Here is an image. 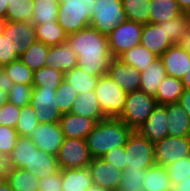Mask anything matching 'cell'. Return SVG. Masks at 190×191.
Segmentation results:
<instances>
[{
	"mask_svg": "<svg viewBox=\"0 0 190 191\" xmlns=\"http://www.w3.org/2000/svg\"><path fill=\"white\" fill-rule=\"evenodd\" d=\"M38 149L57 156L64 135L60 123H39L30 137Z\"/></svg>",
	"mask_w": 190,
	"mask_h": 191,
	"instance_id": "cell-12",
	"label": "cell"
},
{
	"mask_svg": "<svg viewBox=\"0 0 190 191\" xmlns=\"http://www.w3.org/2000/svg\"><path fill=\"white\" fill-rule=\"evenodd\" d=\"M101 158L106 162L113 164L122 171H124V169L127 167L124 147L113 148L102 155Z\"/></svg>",
	"mask_w": 190,
	"mask_h": 191,
	"instance_id": "cell-49",
	"label": "cell"
},
{
	"mask_svg": "<svg viewBox=\"0 0 190 191\" xmlns=\"http://www.w3.org/2000/svg\"><path fill=\"white\" fill-rule=\"evenodd\" d=\"M182 82L184 84V89H190V70L184 76V78L182 79Z\"/></svg>",
	"mask_w": 190,
	"mask_h": 191,
	"instance_id": "cell-59",
	"label": "cell"
},
{
	"mask_svg": "<svg viewBox=\"0 0 190 191\" xmlns=\"http://www.w3.org/2000/svg\"><path fill=\"white\" fill-rule=\"evenodd\" d=\"M143 24L126 20L118 24L108 35L109 48L113 58L140 44Z\"/></svg>",
	"mask_w": 190,
	"mask_h": 191,
	"instance_id": "cell-8",
	"label": "cell"
},
{
	"mask_svg": "<svg viewBox=\"0 0 190 191\" xmlns=\"http://www.w3.org/2000/svg\"><path fill=\"white\" fill-rule=\"evenodd\" d=\"M142 183V191H169L172 188L167 168L157 164L146 169Z\"/></svg>",
	"mask_w": 190,
	"mask_h": 191,
	"instance_id": "cell-29",
	"label": "cell"
},
{
	"mask_svg": "<svg viewBox=\"0 0 190 191\" xmlns=\"http://www.w3.org/2000/svg\"><path fill=\"white\" fill-rule=\"evenodd\" d=\"M95 94L106 118H119L125 108L128 93L119 87L108 74L99 77Z\"/></svg>",
	"mask_w": 190,
	"mask_h": 191,
	"instance_id": "cell-4",
	"label": "cell"
},
{
	"mask_svg": "<svg viewBox=\"0 0 190 191\" xmlns=\"http://www.w3.org/2000/svg\"><path fill=\"white\" fill-rule=\"evenodd\" d=\"M167 76L183 79L190 70V52L174 44L161 56Z\"/></svg>",
	"mask_w": 190,
	"mask_h": 191,
	"instance_id": "cell-15",
	"label": "cell"
},
{
	"mask_svg": "<svg viewBox=\"0 0 190 191\" xmlns=\"http://www.w3.org/2000/svg\"><path fill=\"white\" fill-rule=\"evenodd\" d=\"M178 103L190 118V89H184Z\"/></svg>",
	"mask_w": 190,
	"mask_h": 191,
	"instance_id": "cell-51",
	"label": "cell"
},
{
	"mask_svg": "<svg viewBox=\"0 0 190 191\" xmlns=\"http://www.w3.org/2000/svg\"><path fill=\"white\" fill-rule=\"evenodd\" d=\"M5 22H6L5 19L0 18V35H1L2 31H3V27H4Z\"/></svg>",
	"mask_w": 190,
	"mask_h": 191,
	"instance_id": "cell-61",
	"label": "cell"
},
{
	"mask_svg": "<svg viewBox=\"0 0 190 191\" xmlns=\"http://www.w3.org/2000/svg\"><path fill=\"white\" fill-rule=\"evenodd\" d=\"M39 125L38 118L35 114L34 108L28 104L21 107L18 122L15 129L19 136L30 137L36 126Z\"/></svg>",
	"mask_w": 190,
	"mask_h": 191,
	"instance_id": "cell-41",
	"label": "cell"
},
{
	"mask_svg": "<svg viewBox=\"0 0 190 191\" xmlns=\"http://www.w3.org/2000/svg\"><path fill=\"white\" fill-rule=\"evenodd\" d=\"M35 33L37 41H40L48 46H56L67 42L68 34L63 30L57 21L35 25Z\"/></svg>",
	"mask_w": 190,
	"mask_h": 191,
	"instance_id": "cell-30",
	"label": "cell"
},
{
	"mask_svg": "<svg viewBox=\"0 0 190 191\" xmlns=\"http://www.w3.org/2000/svg\"><path fill=\"white\" fill-rule=\"evenodd\" d=\"M184 84L181 79L166 76L159 84L155 100L158 105H166L179 102L183 94Z\"/></svg>",
	"mask_w": 190,
	"mask_h": 191,
	"instance_id": "cell-28",
	"label": "cell"
},
{
	"mask_svg": "<svg viewBox=\"0 0 190 191\" xmlns=\"http://www.w3.org/2000/svg\"><path fill=\"white\" fill-rule=\"evenodd\" d=\"M8 102V93L0 88V108Z\"/></svg>",
	"mask_w": 190,
	"mask_h": 191,
	"instance_id": "cell-58",
	"label": "cell"
},
{
	"mask_svg": "<svg viewBox=\"0 0 190 191\" xmlns=\"http://www.w3.org/2000/svg\"><path fill=\"white\" fill-rule=\"evenodd\" d=\"M146 177V170L130 169L126 167L122 172L120 187L118 191H142L143 179Z\"/></svg>",
	"mask_w": 190,
	"mask_h": 191,
	"instance_id": "cell-42",
	"label": "cell"
},
{
	"mask_svg": "<svg viewBox=\"0 0 190 191\" xmlns=\"http://www.w3.org/2000/svg\"><path fill=\"white\" fill-rule=\"evenodd\" d=\"M39 181V191H62L61 170Z\"/></svg>",
	"mask_w": 190,
	"mask_h": 191,
	"instance_id": "cell-50",
	"label": "cell"
},
{
	"mask_svg": "<svg viewBox=\"0 0 190 191\" xmlns=\"http://www.w3.org/2000/svg\"><path fill=\"white\" fill-rule=\"evenodd\" d=\"M46 66L66 73L77 66V55L68 42L50 46Z\"/></svg>",
	"mask_w": 190,
	"mask_h": 191,
	"instance_id": "cell-21",
	"label": "cell"
},
{
	"mask_svg": "<svg viewBox=\"0 0 190 191\" xmlns=\"http://www.w3.org/2000/svg\"><path fill=\"white\" fill-rule=\"evenodd\" d=\"M33 167L31 172L34 173L39 180L60 171L57 156L40 149L34 152Z\"/></svg>",
	"mask_w": 190,
	"mask_h": 191,
	"instance_id": "cell-34",
	"label": "cell"
},
{
	"mask_svg": "<svg viewBox=\"0 0 190 191\" xmlns=\"http://www.w3.org/2000/svg\"><path fill=\"white\" fill-rule=\"evenodd\" d=\"M56 90L33 87L29 104L34 108L39 123H57L62 116L57 108Z\"/></svg>",
	"mask_w": 190,
	"mask_h": 191,
	"instance_id": "cell-10",
	"label": "cell"
},
{
	"mask_svg": "<svg viewBox=\"0 0 190 191\" xmlns=\"http://www.w3.org/2000/svg\"><path fill=\"white\" fill-rule=\"evenodd\" d=\"M18 132L15 128L0 125V155L6 160L16 146Z\"/></svg>",
	"mask_w": 190,
	"mask_h": 191,
	"instance_id": "cell-46",
	"label": "cell"
},
{
	"mask_svg": "<svg viewBox=\"0 0 190 191\" xmlns=\"http://www.w3.org/2000/svg\"><path fill=\"white\" fill-rule=\"evenodd\" d=\"M171 184H179L190 176V156L166 166Z\"/></svg>",
	"mask_w": 190,
	"mask_h": 191,
	"instance_id": "cell-45",
	"label": "cell"
},
{
	"mask_svg": "<svg viewBox=\"0 0 190 191\" xmlns=\"http://www.w3.org/2000/svg\"><path fill=\"white\" fill-rule=\"evenodd\" d=\"M164 32L173 44H177L190 26V17L187 13H182L170 21H164Z\"/></svg>",
	"mask_w": 190,
	"mask_h": 191,
	"instance_id": "cell-39",
	"label": "cell"
},
{
	"mask_svg": "<svg viewBox=\"0 0 190 191\" xmlns=\"http://www.w3.org/2000/svg\"><path fill=\"white\" fill-rule=\"evenodd\" d=\"M156 58L155 54L141 44L136 45L118 57L122 62L135 67L139 72L144 71Z\"/></svg>",
	"mask_w": 190,
	"mask_h": 191,
	"instance_id": "cell-33",
	"label": "cell"
},
{
	"mask_svg": "<svg viewBox=\"0 0 190 191\" xmlns=\"http://www.w3.org/2000/svg\"><path fill=\"white\" fill-rule=\"evenodd\" d=\"M9 0H0V18L6 20L7 6Z\"/></svg>",
	"mask_w": 190,
	"mask_h": 191,
	"instance_id": "cell-55",
	"label": "cell"
},
{
	"mask_svg": "<svg viewBox=\"0 0 190 191\" xmlns=\"http://www.w3.org/2000/svg\"><path fill=\"white\" fill-rule=\"evenodd\" d=\"M90 26L108 36L120 23L127 20L122 0H95Z\"/></svg>",
	"mask_w": 190,
	"mask_h": 191,
	"instance_id": "cell-5",
	"label": "cell"
},
{
	"mask_svg": "<svg viewBox=\"0 0 190 191\" xmlns=\"http://www.w3.org/2000/svg\"><path fill=\"white\" fill-rule=\"evenodd\" d=\"M94 185H98L109 191H118L122 170L101 157L93 158L88 165Z\"/></svg>",
	"mask_w": 190,
	"mask_h": 191,
	"instance_id": "cell-13",
	"label": "cell"
},
{
	"mask_svg": "<svg viewBox=\"0 0 190 191\" xmlns=\"http://www.w3.org/2000/svg\"><path fill=\"white\" fill-rule=\"evenodd\" d=\"M2 175L14 191H39L38 177L22 168L4 167Z\"/></svg>",
	"mask_w": 190,
	"mask_h": 191,
	"instance_id": "cell-25",
	"label": "cell"
},
{
	"mask_svg": "<svg viewBox=\"0 0 190 191\" xmlns=\"http://www.w3.org/2000/svg\"><path fill=\"white\" fill-rule=\"evenodd\" d=\"M70 113L81 117L91 118L96 123L106 119L100 108V103L95 91H87L78 94Z\"/></svg>",
	"mask_w": 190,
	"mask_h": 191,
	"instance_id": "cell-22",
	"label": "cell"
},
{
	"mask_svg": "<svg viewBox=\"0 0 190 191\" xmlns=\"http://www.w3.org/2000/svg\"><path fill=\"white\" fill-rule=\"evenodd\" d=\"M0 191H14L3 175L0 176Z\"/></svg>",
	"mask_w": 190,
	"mask_h": 191,
	"instance_id": "cell-56",
	"label": "cell"
},
{
	"mask_svg": "<svg viewBox=\"0 0 190 191\" xmlns=\"http://www.w3.org/2000/svg\"><path fill=\"white\" fill-rule=\"evenodd\" d=\"M63 81L64 73L62 71L46 66L34 71L32 85L56 90Z\"/></svg>",
	"mask_w": 190,
	"mask_h": 191,
	"instance_id": "cell-38",
	"label": "cell"
},
{
	"mask_svg": "<svg viewBox=\"0 0 190 191\" xmlns=\"http://www.w3.org/2000/svg\"><path fill=\"white\" fill-rule=\"evenodd\" d=\"M100 76L90 75L77 66L64 73V80L76 90L78 94L87 91H95Z\"/></svg>",
	"mask_w": 190,
	"mask_h": 191,
	"instance_id": "cell-31",
	"label": "cell"
},
{
	"mask_svg": "<svg viewBox=\"0 0 190 191\" xmlns=\"http://www.w3.org/2000/svg\"><path fill=\"white\" fill-rule=\"evenodd\" d=\"M166 113L169 136H190V118L178 102L166 104Z\"/></svg>",
	"mask_w": 190,
	"mask_h": 191,
	"instance_id": "cell-24",
	"label": "cell"
},
{
	"mask_svg": "<svg viewBox=\"0 0 190 191\" xmlns=\"http://www.w3.org/2000/svg\"><path fill=\"white\" fill-rule=\"evenodd\" d=\"M48 45L36 41L21 56L20 60L25 63L33 72L46 67V59L49 52Z\"/></svg>",
	"mask_w": 190,
	"mask_h": 191,
	"instance_id": "cell-35",
	"label": "cell"
},
{
	"mask_svg": "<svg viewBox=\"0 0 190 191\" xmlns=\"http://www.w3.org/2000/svg\"><path fill=\"white\" fill-rule=\"evenodd\" d=\"M140 76L141 79L139 90L155 97L159 84L167 76L166 70L160 57H157L145 68L144 71H141Z\"/></svg>",
	"mask_w": 190,
	"mask_h": 191,
	"instance_id": "cell-23",
	"label": "cell"
},
{
	"mask_svg": "<svg viewBox=\"0 0 190 191\" xmlns=\"http://www.w3.org/2000/svg\"><path fill=\"white\" fill-rule=\"evenodd\" d=\"M87 191H109V190H106L98 185H92L89 189H87Z\"/></svg>",
	"mask_w": 190,
	"mask_h": 191,
	"instance_id": "cell-60",
	"label": "cell"
},
{
	"mask_svg": "<svg viewBox=\"0 0 190 191\" xmlns=\"http://www.w3.org/2000/svg\"><path fill=\"white\" fill-rule=\"evenodd\" d=\"M92 159L86 140L79 138H64L57 154L60 170L88 167Z\"/></svg>",
	"mask_w": 190,
	"mask_h": 191,
	"instance_id": "cell-9",
	"label": "cell"
},
{
	"mask_svg": "<svg viewBox=\"0 0 190 191\" xmlns=\"http://www.w3.org/2000/svg\"><path fill=\"white\" fill-rule=\"evenodd\" d=\"M21 107H18L10 102H7L0 108V125H5L15 128Z\"/></svg>",
	"mask_w": 190,
	"mask_h": 191,
	"instance_id": "cell-48",
	"label": "cell"
},
{
	"mask_svg": "<svg viewBox=\"0 0 190 191\" xmlns=\"http://www.w3.org/2000/svg\"><path fill=\"white\" fill-rule=\"evenodd\" d=\"M107 74L125 92L130 93L139 90L140 72L120 59L112 58Z\"/></svg>",
	"mask_w": 190,
	"mask_h": 191,
	"instance_id": "cell-14",
	"label": "cell"
},
{
	"mask_svg": "<svg viewBox=\"0 0 190 191\" xmlns=\"http://www.w3.org/2000/svg\"><path fill=\"white\" fill-rule=\"evenodd\" d=\"M95 0H60L57 22L69 35L90 26Z\"/></svg>",
	"mask_w": 190,
	"mask_h": 191,
	"instance_id": "cell-3",
	"label": "cell"
},
{
	"mask_svg": "<svg viewBox=\"0 0 190 191\" xmlns=\"http://www.w3.org/2000/svg\"><path fill=\"white\" fill-rule=\"evenodd\" d=\"M2 36L19 43L20 56L37 41L35 26L32 22L7 21L4 24Z\"/></svg>",
	"mask_w": 190,
	"mask_h": 191,
	"instance_id": "cell-19",
	"label": "cell"
},
{
	"mask_svg": "<svg viewBox=\"0 0 190 191\" xmlns=\"http://www.w3.org/2000/svg\"><path fill=\"white\" fill-rule=\"evenodd\" d=\"M59 4L58 0H34L32 24L35 26L56 22Z\"/></svg>",
	"mask_w": 190,
	"mask_h": 191,
	"instance_id": "cell-32",
	"label": "cell"
},
{
	"mask_svg": "<svg viewBox=\"0 0 190 191\" xmlns=\"http://www.w3.org/2000/svg\"><path fill=\"white\" fill-rule=\"evenodd\" d=\"M157 106L155 97L143 91L130 92L119 119L133 131H137Z\"/></svg>",
	"mask_w": 190,
	"mask_h": 191,
	"instance_id": "cell-6",
	"label": "cell"
},
{
	"mask_svg": "<svg viewBox=\"0 0 190 191\" xmlns=\"http://www.w3.org/2000/svg\"><path fill=\"white\" fill-rule=\"evenodd\" d=\"M19 45L13 39H8L6 36L0 35V66H5L19 59Z\"/></svg>",
	"mask_w": 190,
	"mask_h": 191,
	"instance_id": "cell-44",
	"label": "cell"
},
{
	"mask_svg": "<svg viewBox=\"0 0 190 191\" xmlns=\"http://www.w3.org/2000/svg\"><path fill=\"white\" fill-rule=\"evenodd\" d=\"M140 44L160 57L170 46L174 45L164 32V24H143Z\"/></svg>",
	"mask_w": 190,
	"mask_h": 191,
	"instance_id": "cell-18",
	"label": "cell"
},
{
	"mask_svg": "<svg viewBox=\"0 0 190 191\" xmlns=\"http://www.w3.org/2000/svg\"><path fill=\"white\" fill-rule=\"evenodd\" d=\"M62 191H87L92 185L88 167L61 170Z\"/></svg>",
	"mask_w": 190,
	"mask_h": 191,
	"instance_id": "cell-26",
	"label": "cell"
},
{
	"mask_svg": "<svg viewBox=\"0 0 190 191\" xmlns=\"http://www.w3.org/2000/svg\"><path fill=\"white\" fill-rule=\"evenodd\" d=\"M60 126L64 138L86 139L88 134L93 130L96 122L87 117H81L72 113L62 114Z\"/></svg>",
	"mask_w": 190,
	"mask_h": 191,
	"instance_id": "cell-20",
	"label": "cell"
},
{
	"mask_svg": "<svg viewBox=\"0 0 190 191\" xmlns=\"http://www.w3.org/2000/svg\"><path fill=\"white\" fill-rule=\"evenodd\" d=\"M167 125L166 105L157 104L138 131L155 144L168 136Z\"/></svg>",
	"mask_w": 190,
	"mask_h": 191,
	"instance_id": "cell-17",
	"label": "cell"
},
{
	"mask_svg": "<svg viewBox=\"0 0 190 191\" xmlns=\"http://www.w3.org/2000/svg\"><path fill=\"white\" fill-rule=\"evenodd\" d=\"M151 0H122L127 20L141 24L149 23Z\"/></svg>",
	"mask_w": 190,
	"mask_h": 191,
	"instance_id": "cell-37",
	"label": "cell"
},
{
	"mask_svg": "<svg viewBox=\"0 0 190 191\" xmlns=\"http://www.w3.org/2000/svg\"><path fill=\"white\" fill-rule=\"evenodd\" d=\"M37 146L29 137L19 136L16 146L5 160V167L22 168L31 172L33 170L34 152Z\"/></svg>",
	"mask_w": 190,
	"mask_h": 191,
	"instance_id": "cell-16",
	"label": "cell"
},
{
	"mask_svg": "<svg viewBox=\"0 0 190 191\" xmlns=\"http://www.w3.org/2000/svg\"><path fill=\"white\" fill-rule=\"evenodd\" d=\"M67 42L77 55V67L87 74L102 76L107 74L112 54L108 36L100 34L88 26L69 34Z\"/></svg>",
	"mask_w": 190,
	"mask_h": 191,
	"instance_id": "cell-1",
	"label": "cell"
},
{
	"mask_svg": "<svg viewBox=\"0 0 190 191\" xmlns=\"http://www.w3.org/2000/svg\"><path fill=\"white\" fill-rule=\"evenodd\" d=\"M126 163L130 169L146 170L156 165L155 145L138 130L132 131L124 146Z\"/></svg>",
	"mask_w": 190,
	"mask_h": 191,
	"instance_id": "cell-7",
	"label": "cell"
},
{
	"mask_svg": "<svg viewBox=\"0 0 190 191\" xmlns=\"http://www.w3.org/2000/svg\"><path fill=\"white\" fill-rule=\"evenodd\" d=\"M177 45L184 48L187 52H190V26L187 28L185 34L181 37Z\"/></svg>",
	"mask_w": 190,
	"mask_h": 191,
	"instance_id": "cell-53",
	"label": "cell"
},
{
	"mask_svg": "<svg viewBox=\"0 0 190 191\" xmlns=\"http://www.w3.org/2000/svg\"><path fill=\"white\" fill-rule=\"evenodd\" d=\"M78 93L65 80L56 89L57 108L61 114L69 113Z\"/></svg>",
	"mask_w": 190,
	"mask_h": 191,
	"instance_id": "cell-43",
	"label": "cell"
},
{
	"mask_svg": "<svg viewBox=\"0 0 190 191\" xmlns=\"http://www.w3.org/2000/svg\"><path fill=\"white\" fill-rule=\"evenodd\" d=\"M183 11V13H189L190 12V0H176Z\"/></svg>",
	"mask_w": 190,
	"mask_h": 191,
	"instance_id": "cell-57",
	"label": "cell"
},
{
	"mask_svg": "<svg viewBox=\"0 0 190 191\" xmlns=\"http://www.w3.org/2000/svg\"><path fill=\"white\" fill-rule=\"evenodd\" d=\"M156 164L166 167L175 161L190 156V136H167L155 144Z\"/></svg>",
	"mask_w": 190,
	"mask_h": 191,
	"instance_id": "cell-11",
	"label": "cell"
},
{
	"mask_svg": "<svg viewBox=\"0 0 190 191\" xmlns=\"http://www.w3.org/2000/svg\"><path fill=\"white\" fill-rule=\"evenodd\" d=\"M3 69L12 79L14 84H33L34 72L25 63H23L20 58L12 61L10 64L3 66Z\"/></svg>",
	"mask_w": 190,
	"mask_h": 191,
	"instance_id": "cell-40",
	"label": "cell"
},
{
	"mask_svg": "<svg viewBox=\"0 0 190 191\" xmlns=\"http://www.w3.org/2000/svg\"><path fill=\"white\" fill-rule=\"evenodd\" d=\"M33 91V85L25 84H13L10 92L8 93V102L23 107L29 104L31 94Z\"/></svg>",
	"mask_w": 190,
	"mask_h": 191,
	"instance_id": "cell-47",
	"label": "cell"
},
{
	"mask_svg": "<svg viewBox=\"0 0 190 191\" xmlns=\"http://www.w3.org/2000/svg\"><path fill=\"white\" fill-rule=\"evenodd\" d=\"M132 131L119 118L97 122L85 139L91 156L101 157L113 148L124 147Z\"/></svg>",
	"mask_w": 190,
	"mask_h": 191,
	"instance_id": "cell-2",
	"label": "cell"
},
{
	"mask_svg": "<svg viewBox=\"0 0 190 191\" xmlns=\"http://www.w3.org/2000/svg\"><path fill=\"white\" fill-rule=\"evenodd\" d=\"M176 191H190V176L179 184L172 185Z\"/></svg>",
	"mask_w": 190,
	"mask_h": 191,
	"instance_id": "cell-54",
	"label": "cell"
},
{
	"mask_svg": "<svg viewBox=\"0 0 190 191\" xmlns=\"http://www.w3.org/2000/svg\"><path fill=\"white\" fill-rule=\"evenodd\" d=\"M5 167V160L0 155V170L2 171Z\"/></svg>",
	"mask_w": 190,
	"mask_h": 191,
	"instance_id": "cell-62",
	"label": "cell"
},
{
	"mask_svg": "<svg viewBox=\"0 0 190 191\" xmlns=\"http://www.w3.org/2000/svg\"><path fill=\"white\" fill-rule=\"evenodd\" d=\"M149 10V23L154 24L170 21L183 13L176 0H151Z\"/></svg>",
	"mask_w": 190,
	"mask_h": 191,
	"instance_id": "cell-27",
	"label": "cell"
},
{
	"mask_svg": "<svg viewBox=\"0 0 190 191\" xmlns=\"http://www.w3.org/2000/svg\"><path fill=\"white\" fill-rule=\"evenodd\" d=\"M34 0H9L6 20L31 22L33 19Z\"/></svg>",
	"mask_w": 190,
	"mask_h": 191,
	"instance_id": "cell-36",
	"label": "cell"
},
{
	"mask_svg": "<svg viewBox=\"0 0 190 191\" xmlns=\"http://www.w3.org/2000/svg\"><path fill=\"white\" fill-rule=\"evenodd\" d=\"M12 79L6 74L4 69L0 72V88L7 93L10 92L11 87L13 86Z\"/></svg>",
	"mask_w": 190,
	"mask_h": 191,
	"instance_id": "cell-52",
	"label": "cell"
}]
</instances>
